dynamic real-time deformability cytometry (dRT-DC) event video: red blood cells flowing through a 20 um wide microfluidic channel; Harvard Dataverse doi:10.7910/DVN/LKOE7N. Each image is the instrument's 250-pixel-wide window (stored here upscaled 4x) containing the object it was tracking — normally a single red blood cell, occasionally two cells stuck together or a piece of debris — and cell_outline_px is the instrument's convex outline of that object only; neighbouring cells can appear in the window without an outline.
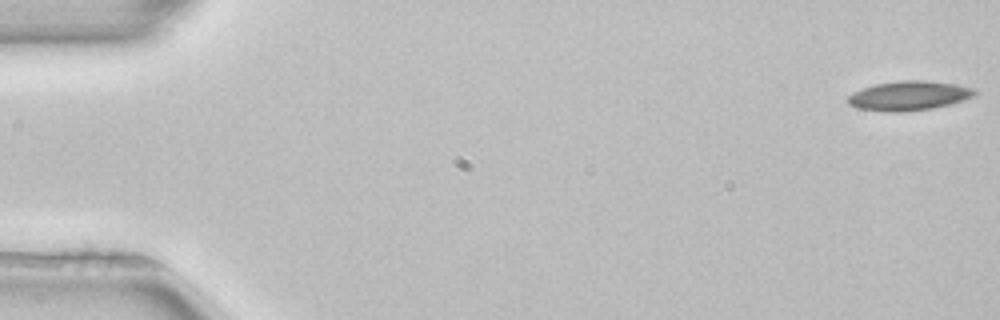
{"species": "common noctule bat (a hibernating species)", "species_latin": "Nyctalus noctula", "temperature_condition": "room temperature", "stored_images_in_passage": 52, "camera_frame_rate_fps": 3000, "um_per_image_px": 0.085, "animal": {"sex": "female", "body_mass_g": 22.7, "forearm_length_mm": 54.2}, "frame": {"image": 1, "passage_image": 1, "time_ms": 0.0, "image_size_px": [1000, 320], "cell_outline_px": [[976, 96], [964, 100], [932, 108], [904, 112], [884, 112], [856, 108], [848, 104], [848, 96], [852, 92], [876, 84], [900, 80], [924, 80], [952, 84], [972, 88], [976, 92]], "centroid_in_image_um": [77.22, 8.15], "position_along_channel_um": 7.8, "area_um2": 21.68}}
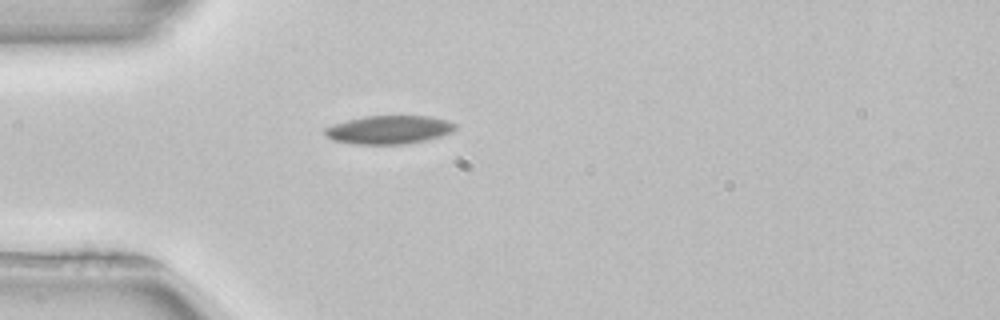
{"frame": {"image": 2, "passage_image": 15, "time_ms": 4.667, "image_size_px": [1000, 320], "cell_outline_px": [[456, 128], [452, 132], [440, 136], [424, 140], [404, 144], [356, 144], [332, 140], [324, 136], [324, 128], [332, 124], [364, 116], [428, 116], [448, 120], [456, 124]], "centroid_in_image_um": [33.03, 11.02], "position_along_channel_um": 52.0, "area_um2": 21.62}}
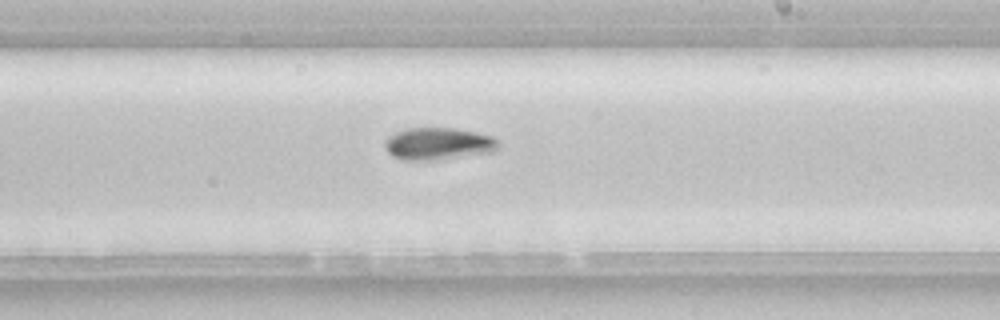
{"frame": {"image": 3, "passage_image": 31, "time_ms": 10.0, "image_size_px": [1000, 320], "cell_outline_px": [[500, 148], [492, 152], [436, 160], [404, 160], [392, 156], [388, 152], [384, 144], [388, 136], [396, 132], [408, 128], [456, 128], [476, 132], [492, 136], [500, 144]], "centroid_in_image_um": [37.27, 12.22], "position_along_channel_um": 251.7, "area_um2": 21.39}, "authors_computed_cell_mechanics": {"area_um2": 21.0103, "velocity_mm_per_s": 3.9422, "shape_relaxation_time_tau1_ms": 6.3879, "shape_relaxation_time_tau2_ms": null, "deformation_change_tau1": 0.1162, "deformation_change_tau2": null}}